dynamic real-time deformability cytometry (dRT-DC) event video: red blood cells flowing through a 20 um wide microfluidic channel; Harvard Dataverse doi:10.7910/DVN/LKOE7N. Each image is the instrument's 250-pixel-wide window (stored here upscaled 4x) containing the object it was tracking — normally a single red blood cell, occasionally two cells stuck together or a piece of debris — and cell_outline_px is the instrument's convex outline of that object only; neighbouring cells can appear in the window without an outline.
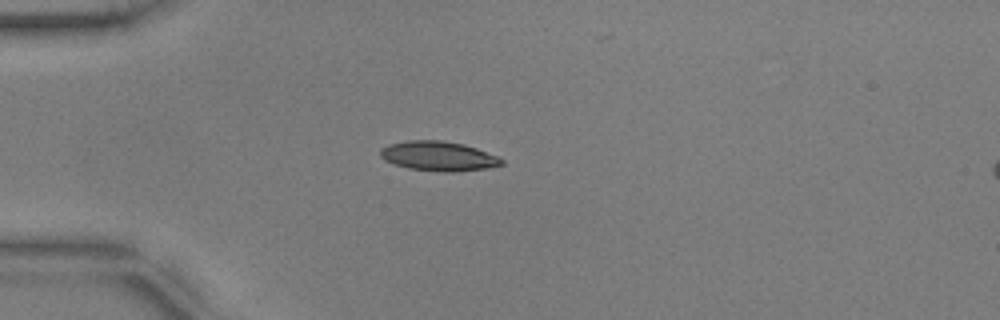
{"species": "common noctule bat (a hibernating species)", "species_latin": "Nyctalus noctula", "temperature_condition": "warm", "stored_images_in_passage": 14, "camera_frame_rate_fps": 3000, "um_per_image_px": 0.085, "animal": {"sex": "male", "body_mass_g": 17.9, "forearm_length_mm": 54.2}, "frame": {"image": 1, "passage_image": 10, "time_ms": 3.0, "image_size_px": [1000, 320], "cell_outline_px": [[504, 164], [488, 168], [452, 172], [444, 172], [408, 168], [384, 160], [380, 156], [380, 148], [388, 144], [404, 140], [440, 140], [464, 144], [476, 148], [496, 156], [504, 160]], "centroid_in_image_um": [37.24, 13.26], "position_along_channel_um": 47.8, "area_um2": 20.92}}